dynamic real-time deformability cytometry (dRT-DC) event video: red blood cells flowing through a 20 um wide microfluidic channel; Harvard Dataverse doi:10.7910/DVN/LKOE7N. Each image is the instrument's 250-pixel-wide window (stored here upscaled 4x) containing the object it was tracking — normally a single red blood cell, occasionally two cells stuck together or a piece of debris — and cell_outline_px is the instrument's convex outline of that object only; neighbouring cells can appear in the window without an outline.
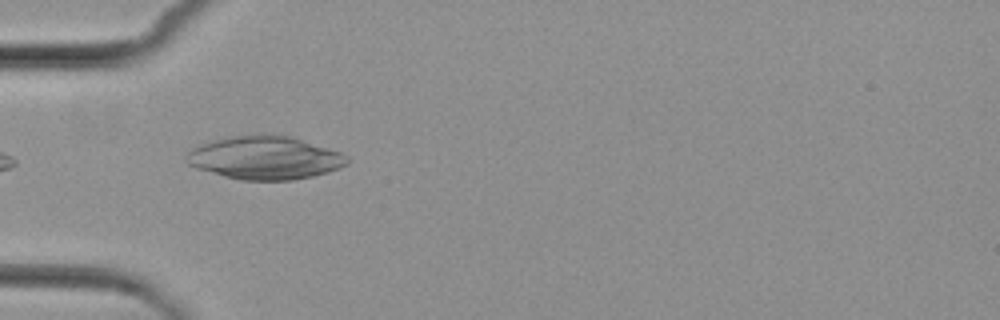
{"species": "common noctule bat (a hibernating species)", "species_latin": "Nyctalus noctula", "temperature_condition": "cold", "stored_images_in_passage": 5, "camera_frame_rate_fps": 3000, "um_per_image_px": 0.085, "animal": {"sex": "female", "body_mass_g": 29.2, "forearm_length_mm": 56.3}, "frame": {"image": 1, "passage_image": 3, "time_ms": 2.333, "image_size_px": [1000, 320], "cell_outline_px": [[348, 164], [340, 168], [328, 172], [312, 176], [292, 180], [240, 180], [224, 176], [196, 168], [188, 164], [184, 160], [184, 156], [192, 148], [200, 144], [212, 140], [228, 136], [292, 136], [340, 152], [348, 156]], "centroid_in_image_um": [22.5, 13.43], "position_along_channel_um": 62.5, "area_um2": 40.23}}
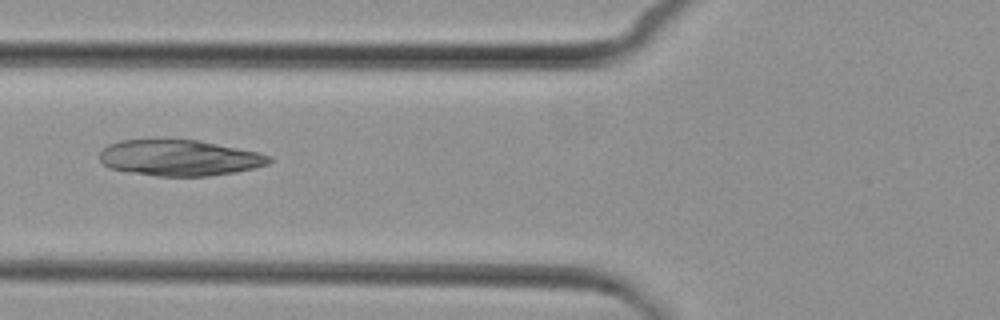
{"frame": {"image": 2, "passage_image": 4, "time_ms": 3.667, "image_size_px": [1000, 320], "cell_outline_px": [[272, 160], [268, 164], [236, 172], [208, 176], [156, 176], [108, 168], [100, 160], [100, 152], [108, 144], [120, 140], [200, 140], [256, 152], [272, 156]], "centroid_in_image_um": [15.25, 13.42], "position_along_channel_um": 110.6, "area_um2": 35.32}}
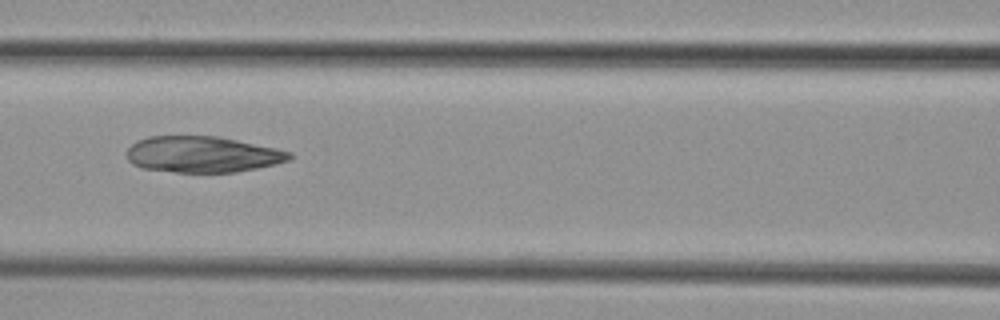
{"frame": {"image": 3, "passage_image": 5, "time_ms": 4.667, "image_size_px": [1000, 320], "cell_outline_px": [[292, 160], [276, 164], [236, 172], [176, 172], [140, 168], [132, 164], [128, 160], [128, 148], [136, 140], [148, 136], [220, 136], [276, 148], [292, 152]], "centroid_in_image_um": [17.22, 13.12], "position_along_channel_um": 149.4, "area_um2": 34.51}}